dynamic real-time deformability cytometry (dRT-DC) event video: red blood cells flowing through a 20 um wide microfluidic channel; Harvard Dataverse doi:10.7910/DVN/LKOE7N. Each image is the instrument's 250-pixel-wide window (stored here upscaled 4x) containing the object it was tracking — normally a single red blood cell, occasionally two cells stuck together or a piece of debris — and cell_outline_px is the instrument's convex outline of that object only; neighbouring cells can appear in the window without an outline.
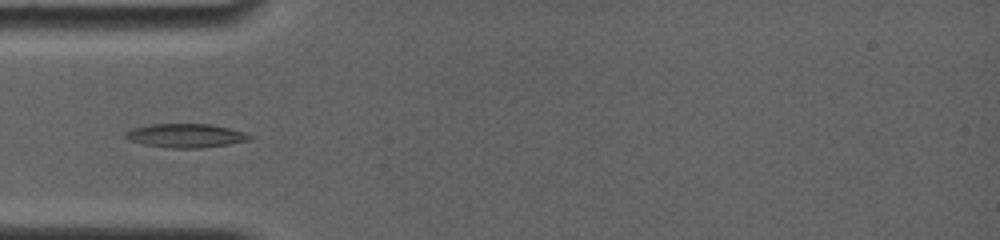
{"species": "common noctule bat (a hibernating species)", "species_latin": "Nyctalus noctula", "temperature_condition": "room temperature", "stored_images_in_passage": 7, "camera_frame_rate_fps": 4000, "um_per_image_px": 0.085, "animal": {"sex": "female", "body_mass_g": 19.0, "forearm_length_mm": 56.7}, "frame": {"image": 1, "passage_image": 6, "time_ms": 4.25, "image_size_px": [1000, 240], "cell_outline_px": [[252, 140], [228, 144], [200, 148], [172, 148], [144, 144], [128, 140], [124, 136], [124, 132], [132, 128], [148, 124], [212, 124], [244, 132], [252, 136]], "centroid_in_image_um": [15.77, 11.52], "position_along_channel_um": 69.2, "area_um2": 17.28}}